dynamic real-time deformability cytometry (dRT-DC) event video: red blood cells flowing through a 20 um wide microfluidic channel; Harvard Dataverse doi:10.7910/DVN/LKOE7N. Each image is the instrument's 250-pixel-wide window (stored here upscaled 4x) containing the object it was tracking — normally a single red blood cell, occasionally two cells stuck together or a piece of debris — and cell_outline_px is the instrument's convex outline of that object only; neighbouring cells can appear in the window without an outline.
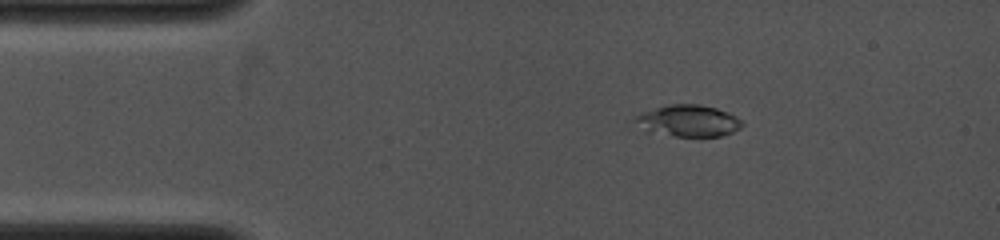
{"species": "common noctule bat (a hibernating species)", "species_latin": "Nyctalus noctula", "temperature_condition": "cold", "stored_images_in_passage": 44, "camera_frame_rate_fps": 4000, "um_per_image_px": 0.085, "animal": {"sex": "female", "body_mass_g": 19.0, "forearm_length_mm": 53.3}, "frame": {"image": 1, "passage_image": 8, "time_ms": 2.0, "image_size_px": [1000, 240], "cell_outline_px": [[744, 124], [740, 128], [732, 132], [720, 136], [676, 136], [648, 132], [632, 120], [636, 116], [644, 112], [668, 104], [700, 104], [716, 108], [728, 112], [736, 116]], "centroid_in_image_um": [58.51, 10.26], "position_along_channel_um": 26.5, "area_um2": 19.59}}
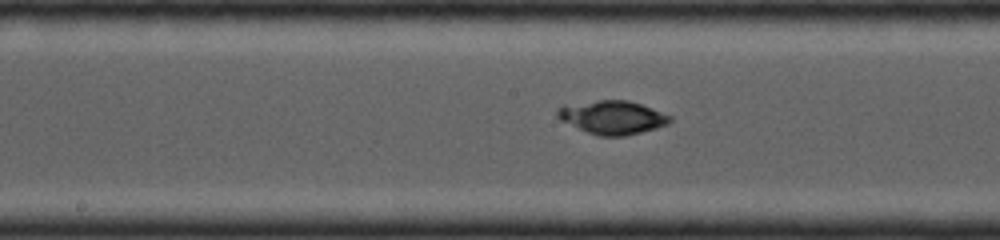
{"frame": {"image": 2, "passage_image": 27, "time_ms": 7.0, "image_size_px": [1000, 240], "cell_outline_px": [[672, 120], [668, 124], [656, 128], [624, 136], [596, 136], [560, 120], [556, 116], [556, 108], [564, 104], [596, 100], [628, 100], [652, 108], [672, 116]], "centroid_in_image_um": [52.01, 9.97], "position_along_channel_um": 196.2, "area_um2": 22.14}}
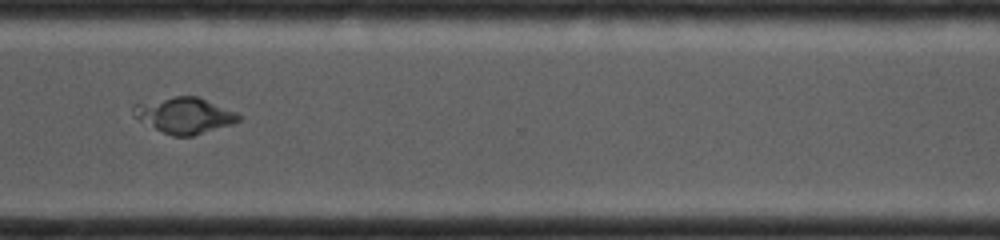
{"frame": {"image": 3, "passage_image": 43, "time_ms": 10.5, "image_size_px": [1000, 240], "cell_outline_px": [[240, 120], [232, 124], [192, 136], [172, 136], [132, 116], [132, 108], [136, 104], [176, 96], [196, 96], [236, 112], [240, 116]], "centroid_in_image_um": [15.68, 9.81], "position_along_channel_um": 354.9, "area_um2": 21.5}}